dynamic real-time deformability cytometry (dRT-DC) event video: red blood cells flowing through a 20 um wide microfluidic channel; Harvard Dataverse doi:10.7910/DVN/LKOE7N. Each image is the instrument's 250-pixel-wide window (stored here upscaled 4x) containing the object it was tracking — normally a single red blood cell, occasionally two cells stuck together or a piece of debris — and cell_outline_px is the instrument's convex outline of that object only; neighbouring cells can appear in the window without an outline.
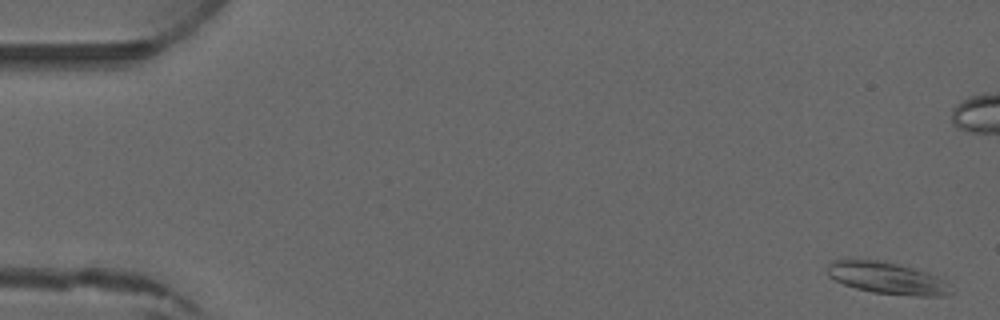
{"species": "common noctule bat (a hibernating species)", "species_latin": "Nyctalus noctula", "temperature_condition": "warm", "stored_images_in_passage": 3, "camera_frame_rate_fps": 3000, "um_per_image_px": 0.085, "animal": {"sex": "male", "forearm_length_mm": 52.5}, "frame": {"image": 1, "passage_image": 1, "time_ms": 0.0, "image_size_px": [1000, 320], "cell_outline_px": [[956, 292], [944, 296], [916, 296], [872, 292], [856, 288], [844, 284], [828, 276], [828, 264], [832, 260], [884, 260], [912, 268], [936, 276], [944, 280]], "centroid_in_image_um": [75.44, 23.65], "position_along_channel_um": 9.6, "area_um2": 22.83}}